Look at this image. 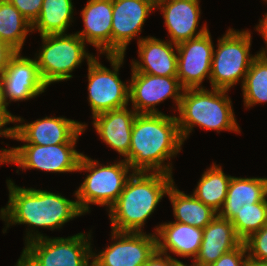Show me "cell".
Returning <instances> with one entry per match:
<instances>
[{
    "mask_svg": "<svg viewBox=\"0 0 267 266\" xmlns=\"http://www.w3.org/2000/svg\"><path fill=\"white\" fill-rule=\"evenodd\" d=\"M9 200L5 208L0 209V218L5 221L3 233L7 228L16 224H26L25 245L45 236L36 227L47 228L51 231L61 228L65 223L78 216L84 215L77 200H70L47 190L24 188L7 180ZM36 232H34L35 230ZM29 230V231H28ZM34 232V233H33Z\"/></svg>",
    "mask_w": 267,
    "mask_h": 266,
    "instance_id": "obj_1",
    "label": "cell"
},
{
    "mask_svg": "<svg viewBox=\"0 0 267 266\" xmlns=\"http://www.w3.org/2000/svg\"><path fill=\"white\" fill-rule=\"evenodd\" d=\"M184 141L176 116L137 114L132 127L129 154L125 161L134 172H160L172 175V164Z\"/></svg>",
    "mask_w": 267,
    "mask_h": 266,
    "instance_id": "obj_2",
    "label": "cell"
},
{
    "mask_svg": "<svg viewBox=\"0 0 267 266\" xmlns=\"http://www.w3.org/2000/svg\"><path fill=\"white\" fill-rule=\"evenodd\" d=\"M172 176L160 172H133L119 198L106 208L112 230L142 233L146 220L174 183Z\"/></svg>",
    "mask_w": 267,
    "mask_h": 266,
    "instance_id": "obj_3",
    "label": "cell"
},
{
    "mask_svg": "<svg viewBox=\"0 0 267 266\" xmlns=\"http://www.w3.org/2000/svg\"><path fill=\"white\" fill-rule=\"evenodd\" d=\"M228 90L211 88L184 89L180 100L177 123L183 141L189 137L194 126L207 130L240 133Z\"/></svg>",
    "mask_w": 267,
    "mask_h": 266,
    "instance_id": "obj_4",
    "label": "cell"
},
{
    "mask_svg": "<svg viewBox=\"0 0 267 266\" xmlns=\"http://www.w3.org/2000/svg\"><path fill=\"white\" fill-rule=\"evenodd\" d=\"M81 171L89 174L74 192V196L83 214L89 213L90 204L106 206L109 209L119 198L127 180L134 172L123 159L114 164L103 165L84 154L77 172Z\"/></svg>",
    "mask_w": 267,
    "mask_h": 266,
    "instance_id": "obj_5",
    "label": "cell"
},
{
    "mask_svg": "<svg viewBox=\"0 0 267 266\" xmlns=\"http://www.w3.org/2000/svg\"><path fill=\"white\" fill-rule=\"evenodd\" d=\"M42 48L35 58L43 82L49 86L51 83L71 79V74L84 59L87 64L95 58L86 52V43L76 33L51 34L40 36Z\"/></svg>",
    "mask_w": 267,
    "mask_h": 266,
    "instance_id": "obj_6",
    "label": "cell"
},
{
    "mask_svg": "<svg viewBox=\"0 0 267 266\" xmlns=\"http://www.w3.org/2000/svg\"><path fill=\"white\" fill-rule=\"evenodd\" d=\"M250 30L236 31L228 29L218 39L216 50H213L211 62V88L230 90L239 80L243 84L254 56L250 54Z\"/></svg>",
    "mask_w": 267,
    "mask_h": 266,
    "instance_id": "obj_7",
    "label": "cell"
},
{
    "mask_svg": "<svg viewBox=\"0 0 267 266\" xmlns=\"http://www.w3.org/2000/svg\"><path fill=\"white\" fill-rule=\"evenodd\" d=\"M76 143L55 145L23 144L0 150V165L16 164L18 169H37L46 172H76L83 153L75 149Z\"/></svg>",
    "mask_w": 267,
    "mask_h": 266,
    "instance_id": "obj_8",
    "label": "cell"
},
{
    "mask_svg": "<svg viewBox=\"0 0 267 266\" xmlns=\"http://www.w3.org/2000/svg\"><path fill=\"white\" fill-rule=\"evenodd\" d=\"M124 57L125 55H106L113 70L102 65L97 57L88 63V102L92 117L128 106L129 85L118 76Z\"/></svg>",
    "mask_w": 267,
    "mask_h": 266,
    "instance_id": "obj_9",
    "label": "cell"
},
{
    "mask_svg": "<svg viewBox=\"0 0 267 266\" xmlns=\"http://www.w3.org/2000/svg\"><path fill=\"white\" fill-rule=\"evenodd\" d=\"M91 234L33 240L23 248L41 266H92ZM90 262V263H89Z\"/></svg>",
    "mask_w": 267,
    "mask_h": 266,
    "instance_id": "obj_10",
    "label": "cell"
},
{
    "mask_svg": "<svg viewBox=\"0 0 267 266\" xmlns=\"http://www.w3.org/2000/svg\"><path fill=\"white\" fill-rule=\"evenodd\" d=\"M111 232L116 242L92 253V266H144L157 250L155 233Z\"/></svg>",
    "mask_w": 267,
    "mask_h": 266,
    "instance_id": "obj_11",
    "label": "cell"
},
{
    "mask_svg": "<svg viewBox=\"0 0 267 266\" xmlns=\"http://www.w3.org/2000/svg\"><path fill=\"white\" fill-rule=\"evenodd\" d=\"M129 82V101L137 114H162L155 106L168 98L178 109L184 88L176 76L132 72Z\"/></svg>",
    "mask_w": 267,
    "mask_h": 266,
    "instance_id": "obj_12",
    "label": "cell"
},
{
    "mask_svg": "<svg viewBox=\"0 0 267 266\" xmlns=\"http://www.w3.org/2000/svg\"><path fill=\"white\" fill-rule=\"evenodd\" d=\"M210 32L177 44V78L184 89L204 88L205 78L210 79L213 57Z\"/></svg>",
    "mask_w": 267,
    "mask_h": 266,
    "instance_id": "obj_13",
    "label": "cell"
},
{
    "mask_svg": "<svg viewBox=\"0 0 267 266\" xmlns=\"http://www.w3.org/2000/svg\"><path fill=\"white\" fill-rule=\"evenodd\" d=\"M111 55H125L146 18L156 10V0H112Z\"/></svg>",
    "mask_w": 267,
    "mask_h": 266,
    "instance_id": "obj_14",
    "label": "cell"
},
{
    "mask_svg": "<svg viewBox=\"0 0 267 266\" xmlns=\"http://www.w3.org/2000/svg\"><path fill=\"white\" fill-rule=\"evenodd\" d=\"M87 124L64 117H48L14 125L13 138L26 144L55 145L77 143Z\"/></svg>",
    "mask_w": 267,
    "mask_h": 266,
    "instance_id": "obj_15",
    "label": "cell"
},
{
    "mask_svg": "<svg viewBox=\"0 0 267 266\" xmlns=\"http://www.w3.org/2000/svg\"><path fill=\"white\" fill-rule=\"evenodd\" d=\"M20 54V52H17L10 59L4 74L0 78L8 105L11 101H25L35 98L48 87L40 76L35 58L30 59Z\"/></svg>",
    "mask_w": 267,
    "mask_h": 266,
    "instance_id": "obj_16",
    "label": "cell"
},
{
    "mask_svg": "<svg viewBox=\"0 0 267 266\" xmlns=\"http://www.w3.org/2000/svg\"><path fill=\"white\" fill-rule=\"evenodd\" d=\"M199 0H156V9L161 10L170 42L179 44L205 34L207 25L197 31L201 8Z\"/></svg>",
    "mask_w": 267,
    "mask_h": 266,
    "instance_id": "obj_17",
    "label": "cell"
},
{
    "mask_svg": "<svg viewBox=\"0 0 267 266\" xmlns=\"http://www.w3.org/2000/svg\"><path fill=\"white\" fill-rule=\"evenodd\" d=\"M137 44L140 61H131L132 72L177 76V44L150 36L139 37Z\"/></svg>",
    "mask_w": 267,
    "mask_h": 266,
    "instance_id": "obj_18",
    "label": "cell"
},
{
    "mask_svg": "<svg viewBox=\"0 0 267 266\" xmlns=\"http://www.w3.org/2000/svg\"><path fill=\"white\" fill-rule=\"evenodd\" d=\"M112 10V0H88L81 10L84 29L76 32L104 55H111Z\"/></svg>",
    "mask_w": 267,
    "mask_h": 266,
    "instance_id": "obj_19",
    "label": "cell"
},
{
    "mask_svg": "<svg viewBox=\"0 0 267 266\" xmlns=\"http://www.w3.org/2000/svg\"><path fill=\"white\" fill-rule=\"evenodd\" d=\"M137 113L127 106L93 116V126L100 139L124 158L129 154L132 127Z\"/></svg>",
    "mask_w": 267,
    "mask_h": 266,
    "instance_id": "obj_20",
    "label": "cell"
},
{
    "mask_svg": "<svg viewBox=\"0 0 267 266\" xmlns=\"http://www.w3.org/2000/svg\"><path fill=\"white\" fill-rule=\"evenodd\" d=\"M242 242L236 235L232 223L216 215L203 229L201 246L192 264L195 266L211 265Z\"/></svg>",
    "mask_w": 267,
    "mask_h": 266,
    "instance_id": "obj_21",
    "label": "cell"
},
{
    "mask_svg": "<svg viewBox=\"0 0 267 266\" xmlns=\"http://www.w3.org/2000/svg\"><path fill=\"white\" fill-rule=\"evenodd\" d=\"M154 233L159 252L169 255V251L176 256L191 257L193 260L199 252L203 238V229L176 221L156 226Z\"/></svg>",
    "mask_w": 267,
    "mask_h": 266,
    "instance_id": "obj_22",
    "label": "cell"
},
{
    "mask_svg": "<svg viewBox=\"0 0 267 266\" xmlns=\"http://www.w3.org/2000/svg\"><path fill=\"white\" fill-rule=\"evenodd\" d=\"M267 201V178L232 176L226 200L217 213L218 216L231 221L238 212L253 207L254 203Z\"/></svg>",
    "mask_w": 267,
    "mask_h": 266,
    "instance_id": "obj_23",
    "label": "cell"
},
{
    "mask_svg": "<svg viewBox=\"0 0 267 266\" xmlns=\"http://www.w3.org/2000/svg\"><path fill=\"white\" fill-rule=\"evenodd\" d=\"M177 188L174 182L167 192L173 206L175 221L204 229L216 217L217 212L193 194L187 195Z\"/></svg>",
    "mask_w": 267,
    "mask_h": 266,
    "instance_id": "obj_24",
    "label": "cell"
},
{
    "mask_svg": "<svg viewBox=\"0 0 267 266\" xmlns=\"http://www.w3.org/2000/svg\"><path fill=\"white\" fill-rule=\"evenodd\" d=\"M72 0H43L41 12L32 24V31L40 36L65 34L73 21Z\"/></svg>",
    "mask_w": 267,
    "mask_h": 266,
    "instance_id": "obj_25",
    "label": "cell"
},
{
    "mask_svg": "<svg viewBox=\"0 0 267 266\" xmlns=\"http://www.w3.org/2000/svg\"><path fill=\"white\" fill-rule=\"evenodd\" d=\"M231 177L220 165L213 163L202 174L193 195L218 213L226 200Z\"/></svg>",
    "mask_w": 267,
    "mask_h": 266,
    "instance_id": "obj_26",
    "label": "cell"
},
{
    "mask_svg": "<svg viewBox=\"0 0 267 266\" xmlns=\"http://www.w3.org/2000/svg\"><path fill=\"white\" fill-rule=\"evenodd\" d=\"M32 24L7 0H0V40L21 52Z\"/></svg>",
    "mask_w": 267,
    "mask_h": 266,
    "instance_id": "obj_27",
    "label": "cell"
},
{
    "mask_svg": "<svg viewBox=\"0 0 267 266\" xmlns=\"http://www.w3.org/2000/svg\"><path fill=\"white\" fill-rule=\"evenodd\" d=\"M241 86L245 108L267 103V54L257 53Z\"/></svg>",
    "mask_w": 267,
    "mask_h": 266,
    "instance_id": "obj_28",
    "label": "cell"
},
{
    "mask_svg": "<svg viewBox=\"0 0 267 266\" xmlns=\"http://www.w3.org/2000/svg\"><path fill=\"white\" fill-rule=\"evenodd\" d=\"M230 222L236 235L242 241L246 240L252 233L267 225V201L254 203L253 207L238 212Z\"/></svg>",
    "mask_w": 267,
    "mask_h": 266,
    "instance_id": "obj_29",
    "label": "cell"
},
{
    "mask_svg": "<svg viewBox=\"0 0 267 266\" xmlns=\"http://www.w3.org/2000/svg\"><path fill=\"white\" fill-rule=\"evenodd\" d=\"M247 256L258 261H267V225L252 233L243 241Z\"/></svg>",
    "mask_w": 267,
    "mask_h": 266,
    "instance_id": "obj_30",
    "label": "cell"
},
{
    "mask_svg": "<svg viewBox=\"0 0 267 266\" xmlns=\"http://www.w3.org/2000/svg\"><path fill=\"white\" fill-rule=\"evenodd\" d=\"M247 249L242 242L235 249L223 254L215 263L208 266H244L247 260Z\"/></svg>",
    "mask_w": 267,
    "mask_h": 266,
    "instance_id": "obj_31",
    "label": "cell"
},
{
    "mask_svg": "<svg viewBox=\"0 0 267 266\" xmlns=\"http://www.w3.org/2000/svg\"><path fill=\"white\" fill-rule=\"evenodd\" d=\"M12 3L20 13L33 24L42 9L43 0H7Z\"/></svg>",
    "mask_w": 267,
    "mask_h": 266,
    "instance_id": "obj_32",
    "label": "cell"
},
{
    "mask_svg": "<svg viewBox=\"0 0 267 266\" xmlns=\"http://www.w3.org/2000/svg\"><path fill=\"white\" fill-rule=\"evenodd\" d=\"M164 256V257H163ZM180 260L156 250L144 266H178Z\"/></svg>",
    "mask_w": 267,
    "mask_h": 266,
    "instance_id": "obj_33",
    "label": "cell"
},
{
    "mask_svg": "<svg viewBox=\"0 0 267 266\" xmlns=\"http://www.w3.org/2000/svg\"><path fill=\"white\" fill-rule=\"evenodd\" d=\"M17 53L9 44L0 40V78L4 74L10 59Z\"/></svg>",
    "mask_w": 267,
    "mask_h": 266,
    "instance_id": "obj_34",
    "label": "cell"
},
{
    "mask_svg": "<svg viewBox=\"0 0 267 266\" xmlns=\"http://www.w3.org/2000/svg\"><path fill=\"white\" fill-rule=\"evenodd\" d=\"M7 102L4 97V90H3V85L0 79V113L10 122V123H24V119L21 117H16L15 115L11 114L8 109H7Z\"/></svg>",
    "mask_w": 267,
    "mask_h": 266,
    "instance_id": "obj_35",
    "label": "cell"
},
{
    "mask_svg": "<svg viewBox=\"0 0 267 266\" xmlns=\"http://www.w3.org/2000/svg\"><path fill=\"white\" fill-rule=\"evenodd\" d=\"M259 21L260 22L258 25L255 26L256 27L255 29L264 38L266 43V48H262V50H260L258 53L267 54V13L264 15V18L260 19Z\"/></svg>",
    "mask_w": 267,
    "mask_h": 266,
    "instance_id": "obj_36",
    "label": "cell"
},
{
    "mask_svg": "<svg viewBox=\"0 0 267 266\" xmlns=\"http://www.w3.org/2000/svg\"><path fill=\"white\" fill-rule=\"evenodd\" d=\"M10 122L0 113V136L5 138H13V126L6 127ZM6 127V128H5Z\"/></svg>",
    "mask_w": 267,
    "mask_h": 266,
    "instance_id": "obj_37",
    "label": "cell"
},
{
    "mask_svg": "<svg viewBox=\"0 0 267 266\" xmlns=\"http://www.w3.org/2000/svg\"><path fill=\"white\" fill-rule=\"evenodd\" d=\"M15 266H41L24 249Z\"/></svg>",
    "mask_w": 267,
    "mask_h": 266,
    "instance_id": "obj_38",
    "label": "cell"
},
{
    "mask_svg": "<svg viewBox=\"0 0 267 266\" xmlns=\"http://www.w3.org/2000/svg\"><path fill=\"white\" fill-rule=\"evenodd\" d=\"M244 266H267V261H258L253 258L247 257Z\"/></svg>",
    "mask_w": 267,
    "mask_h": 266,
    "instance_id": "obj_39",
    "label": "cell"
},
{
    "mask_svg": "<svg viewBox=\"0 0 267 266\" xmlns=\"http://www.w3.org/2000/svg\"><path fill=\"white\" fill-rule=\"evenodd\" d=\"M178 266H190V265H187V264H184L183 262H181ZM191 266H195V265L191 264Z\"/></svg>",
    "mask_w": 267,
    "mask_h": 266,
    "instance_id": "obj_40",
    "label": "cell"
}]
</instances>
